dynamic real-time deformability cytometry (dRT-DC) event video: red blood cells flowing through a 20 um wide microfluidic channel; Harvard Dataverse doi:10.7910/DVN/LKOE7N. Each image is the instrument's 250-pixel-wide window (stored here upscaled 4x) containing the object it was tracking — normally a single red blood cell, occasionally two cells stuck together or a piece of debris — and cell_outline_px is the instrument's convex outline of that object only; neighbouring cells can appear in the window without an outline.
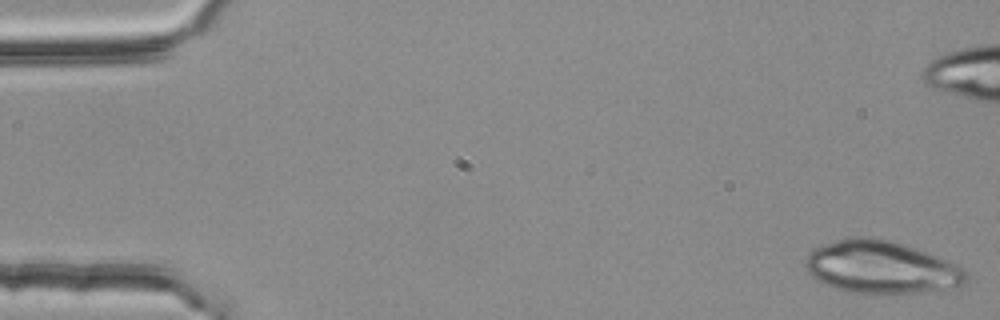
{"species": "common noctule bat (a hibernating species)", "species_latin": "Nyctalus noctula", "temperature_condition": "room temperature", "stored_images_in_passage": 52, "camera_frame_rate_fps": 3000, "um_per_image_px": 0.085, "animal": {"sex": "female", "body_mass_g": 25.1}, "frame": {"image": 1, "passage_image": 1, "time_ms": 0.0, "image_size_px": [1000, 320], "cell_outline_px": [[968, 280], [964, 284], [956, 288], [916, 292], [872, 296], [844, 292], [824, 284], [816, 280], [808, 272], [804, 264], [804, 260], [808, 252], [812, 248], [824, 244], [852, 236], [876, 236], [892, 240], [904, 244], [936, 256], [956, 264], [964, 268], [968, 276]], "centroid_in_image_um": [74.87, 22.74], "position_along_channel_um": 10.1, "area_um2": 50.52}}
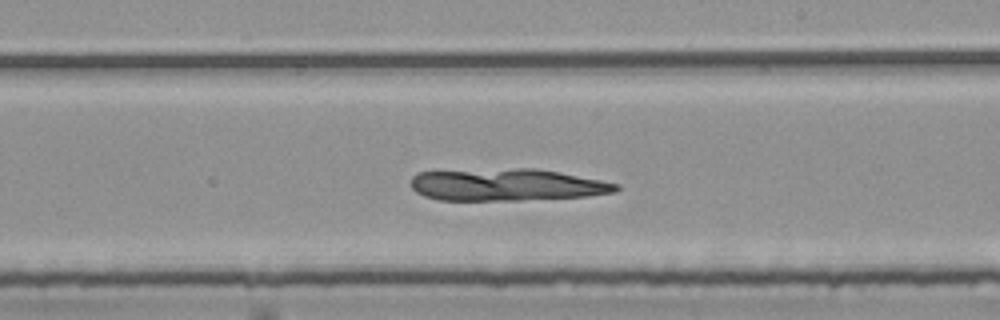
{"frame": {"image": 2, "passage_image": 31, "time_ms": 10.0, "image_size_px": [1000, 320], "cell_outline_px": [[620, 188], [616, 192], [584, 196], [520, 200], [440, 200], [424, 196], [416, 192], [412, 188], [412, 176], [420, 172], [516, 168], [532, 168], [560, 172], [620, 184]], "centroid_in_image_um": [43.09, 15.71], "position_along_channel_um": 245.9, "area_um2": 38.15}}
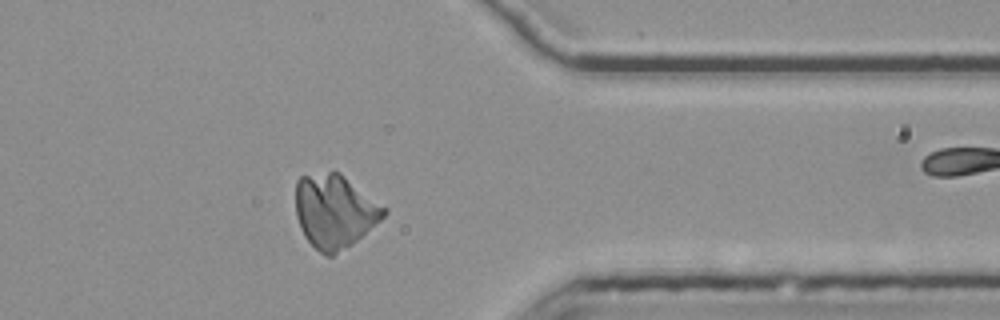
{"frame": {"image": 3, "passage_image": 43, "time_ms": 14.0, "image_size_px": [1000, 320], "cell_outline_px": [[388, 212], [380, 220], [352, 244], [332, 256], [324, 256], [304, 236], [296, 216], [296, 180], [300, 176], [328, 172], [340, 172], [388, 208]], "centroid_in_image_um": [28.45, 17.94], "position_along_channel_um": 382.9, "area_um2": 37.8}}